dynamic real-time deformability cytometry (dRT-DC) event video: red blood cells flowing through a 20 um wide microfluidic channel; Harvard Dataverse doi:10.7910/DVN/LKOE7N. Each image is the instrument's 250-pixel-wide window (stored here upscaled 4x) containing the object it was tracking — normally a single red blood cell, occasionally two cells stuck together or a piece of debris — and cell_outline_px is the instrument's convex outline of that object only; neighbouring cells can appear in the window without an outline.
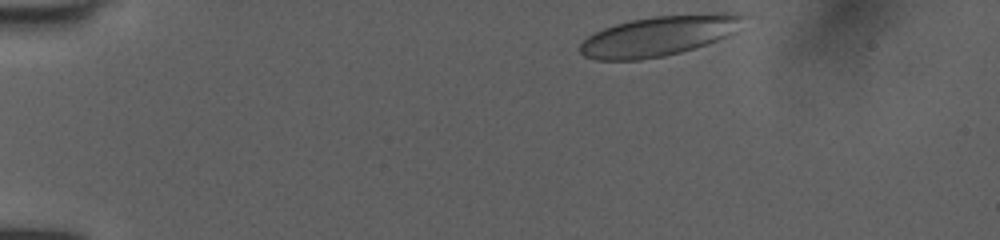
{"species": "human", "species_latin": "Homo sapiens", "temperature_condition": "room temperature", "stored_images_in_passage": 37, "camera_frame_rate_fps": 3000, "um_per_image_px": 0.085, "donor": {"sex": "female"}, "frame": {"image": 1, "passage_image": 1, "time_ms": 0.0, "image_size_px": [1000, 240], "cell_outline_px": [[748, 16], [736, 32], [716, 40], [680, 52], [664, 56], [640, 60], [596, 60], [584, 56], [580, 52], [580, 44], [588, 36], [604, 28], [616, 24], [632, 20], [656, 16], [712, 12], [740, 12]], "centroid_in_image_um": [56.07, 3.02], "position_along_channel_um": 28.9, "area_um2": 38.38}}
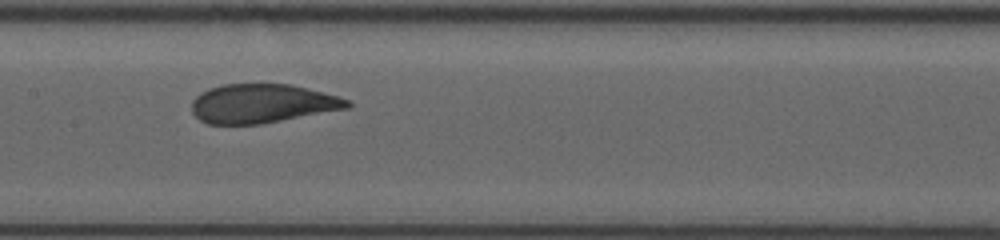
{"frame": {"image": 2, "passage_image": 19, "time_ms": 6.0, "image_size_px": [1000, 240], "cell_outline_px": [[352, 104], [348, 108], [260, 124], [208, 124], [200, 120], [192, 112], [192, 100], [200, 92], [208, 88], [224, 84], [292, 84], [340, 96], [352, 100]], "centroid_in_image_um": [22.3, 8.79], "position_along_channel_um": 185.1, "area_um2": 35.49}}
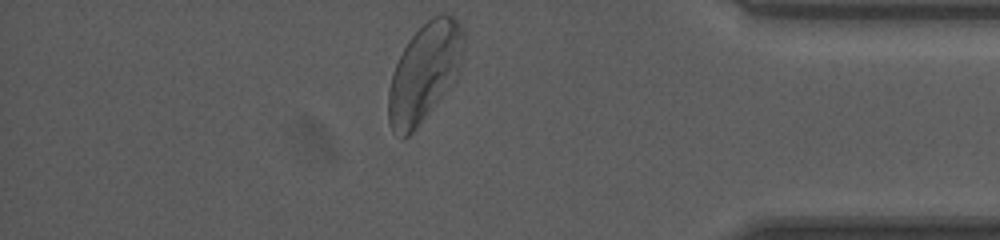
{"frame": {"image": 3, "passage_image": 37, "time_ms": 12.0, "image_size_px": [1000, 240], "cell_outline_px": [[464, 48], [460, 64], [456, 76], [428, 112], [412, 132], [408, 136], [400, 140], [392, 132], [388, 120], [388, 88], [392, 72], [408, 40], [428, 20], [440, 12], [444, 12], [452, 16], [456, 20], [464, 32]], "centroid_in_image_um": [36.04, 6.15], "position_along_channel_um": 399.2, "area_um2": 42.43}, "authors_computed_cell_mechanics": {"area_um2": 36.8764, "velocity_mm_per_s": 3.9924, "shape_relaxation_time_tau1_ms": 2.7348, "shape_relaxation_time_tau2_ms": null, "deformation_change_tau1": 0.1277, "deformation_change_tau2": null}}